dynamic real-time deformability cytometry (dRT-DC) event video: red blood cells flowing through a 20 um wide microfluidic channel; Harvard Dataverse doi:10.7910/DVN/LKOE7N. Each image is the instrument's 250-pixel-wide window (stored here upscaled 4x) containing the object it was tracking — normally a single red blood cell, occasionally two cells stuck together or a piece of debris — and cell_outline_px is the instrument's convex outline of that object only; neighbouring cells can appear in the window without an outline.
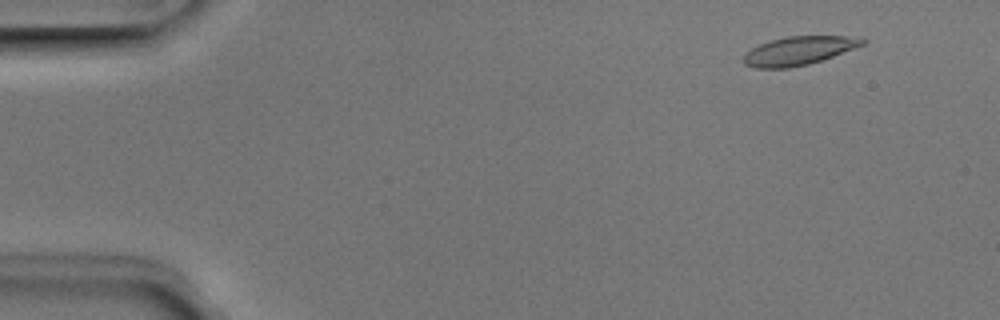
{"species": "Egyptian fruit bat (a non-hibernating species)", "species_latin": "Rousettus aegyptiacus", "temperature_condition": "room temperature", "stored_images_in_passage": 51, "camera_frame_rate_fps": 3000, "um_per_image_px": 0.085, "animal": {"sex": "male"}, "frame": {"image": 1, "passage_image": 5, "time_ms": 1.333, "image_size_px": [1000, 320], "cell_outline_px": [[868, 40], [864, 44], [832, 56], [808, 64], [788, 68], [756, 68], [744, 64], [744, 56], [752, 48], [768, 40], [784, 36], [860, 36]], "centroid_in_image_um": [67.91, 4.29], "position_along_channel_um": 17.1, "area_um2": 19.71}}
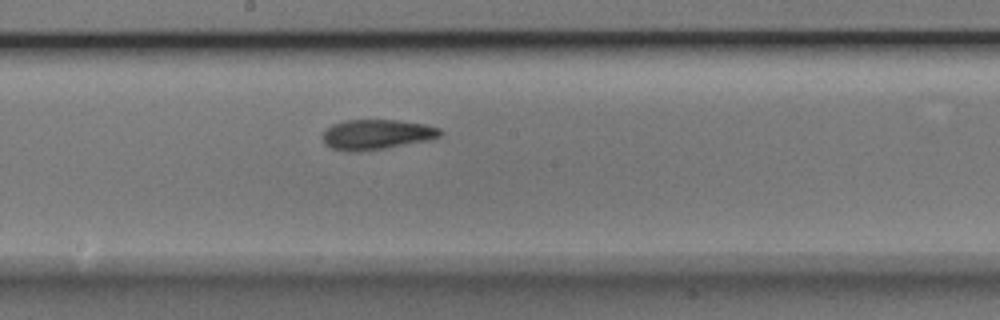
{"frame": {"image": 2, "passage_image": 28, "time_ms": 9.0, "image_size_px": [1000, 320], "cell_outline_px": [[444, 132], [440, 136], [432, 140], [384, 148], [356, 152], [348, 152], [332, 148], [324, 144], [324, 132], [332, 124], [344, 120], [396, 120], [424, 124], [440, 128]], "centroid_in_image_um": [32.04, 11.43], "position_along_channel_um": 216.2, "area_um2": 20.63}}
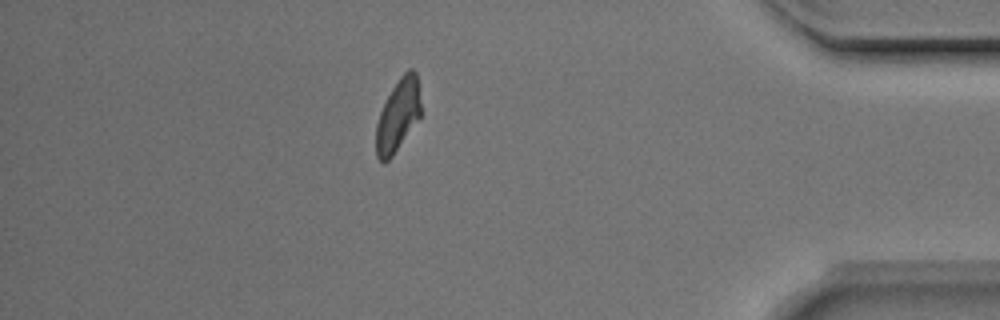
{"frame": {"image": 3, "passage_image": 45, "time_ms": 14.667, "image_size_px": [1000, 320], "cell_outline_px": [[420, 116], [392, 156], [384, 164], [376, 156], [376, 124], [380, 112], [392, 88], [400, 76], [408, 68], [412, 68], [416, 72], [420, 104]], "centroid_in_image_um": [33.81, 9.8], "position_along_channel_um": 401.4, "area_um2": 18.5}, "authors_computed_cell_mechanics": {"area_um2": 19.941, "velocity_mm_per_s": 3.9603, "shape_relaxation_time_tau1_ms": 4.3152, "shape_relaxation_time_tau2_ms": 1.3758, "deformation_change_tau1": 0.1634, "deformation_change_tau2": 0.0797}}